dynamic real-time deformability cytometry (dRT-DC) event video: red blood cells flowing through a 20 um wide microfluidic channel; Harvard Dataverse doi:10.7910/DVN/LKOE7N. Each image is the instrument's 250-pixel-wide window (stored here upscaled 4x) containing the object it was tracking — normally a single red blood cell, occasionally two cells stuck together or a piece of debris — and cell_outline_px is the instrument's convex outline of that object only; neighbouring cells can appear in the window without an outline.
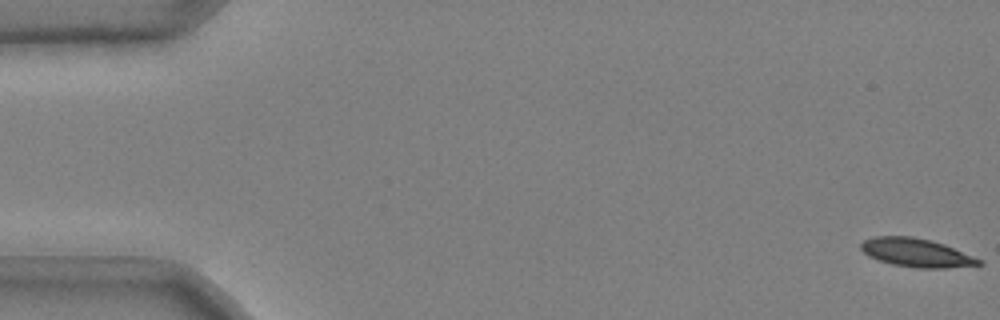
{"species": "common noctule bat (a hibernating species)", "species_latin": "Nyctalus noctula", "temperature_condition": "cold", "stored_images_in_passage": 52, "camera_frame_rate_fps": 3000, "um_per_image_px": 0.085, "animal": {"sex": "male", "body_mass_g": 20.4}, "frame": {"image": 1, "passage_image": 1, "time_ms": 0.0, "image_size_px": [1000, 320], "cell_outline_px": [[984, 264], [948, 268], [916, 268], [892, 264], [868, 256], [860, 248], [860, 244], [864, 240], [876, 236], [912, 236], [944, 244], [984, 260]], "centroid_in_image_um": [77.92, 21.48], "position_along_channel_um": 7.1, "area_um2": 19.59}}
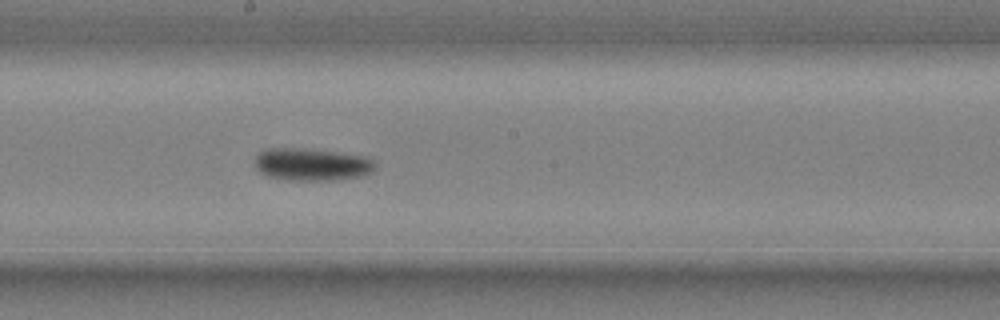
{"frame": {"image": 2, "passage_image": 30, "time_ms": 9.667, "image_size_px": [1000, 320], "cell_outline_px": [[376, 168], [372, 172], [364, 176], [336, 180], [288, 180], [268, 176], [260, 172], [256, 168], [256, 156], [264, 148], [304, 148], [368, 156], [376, 164]], "centroid_in_image_um": [26.54, 13.97], "position_along_channel_um": 221.7, "area_um2": 23.0}}
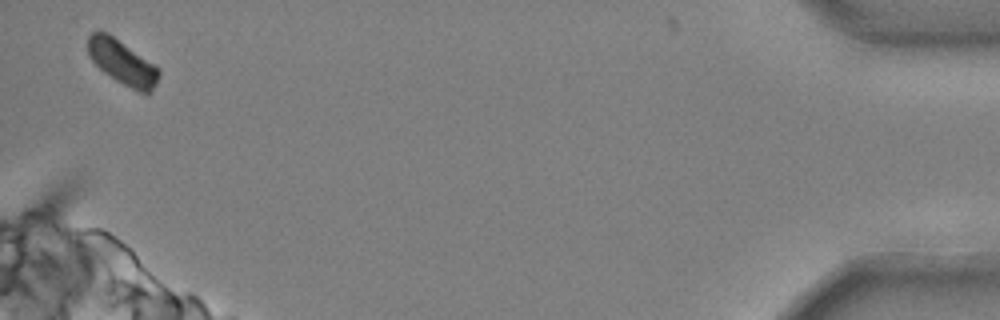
{"frame": {"image": 3, "passage_image": 52, "time_ms": 17.0, "image_size_px": [1000, 320], "cell_outline_px": [[160, 72], [156, 84], [152, 92], [140, 92], [116, 80], [104, 72], [92, 60], [88, 52], [88, 36], [92, 32], [108, 32], [156, 64], [160, 68]], "centroid_in_image_um": [10.44, 5.28], "position_along_channel_um": 424.8, "area_um2": 18.38}, "authors_computed_cell_mechanics": {"area_um2": 21.2415, "velocity_mm_per_s": 3.6693, "shape_relaxation_time_tau1_ms": 7.406, "shape_relaxation_time_tau2_ms": null, "deformation_change_tau1": 0.1572, "deformation_change_tau2": null}}